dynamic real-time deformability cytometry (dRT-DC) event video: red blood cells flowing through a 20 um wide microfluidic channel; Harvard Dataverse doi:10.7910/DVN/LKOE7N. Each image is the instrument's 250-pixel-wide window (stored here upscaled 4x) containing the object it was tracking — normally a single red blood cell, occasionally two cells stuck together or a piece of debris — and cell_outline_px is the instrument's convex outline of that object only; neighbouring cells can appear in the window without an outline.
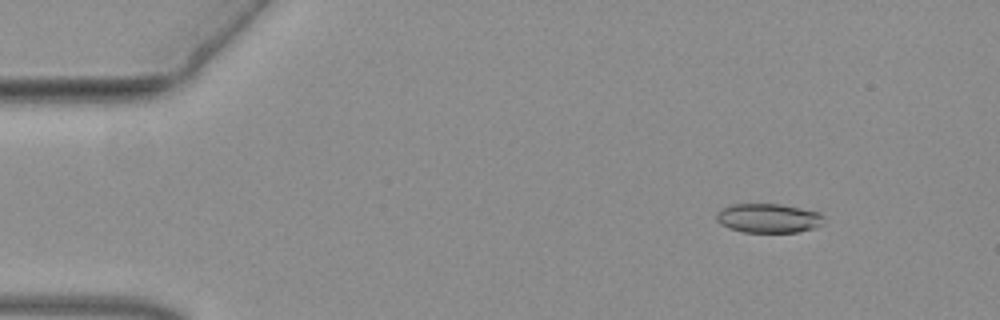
{"species": "common noctule bat (a hibernating species)", "species_latin": "Nyctalus noctula", "temperature_condition": "warm", "stored_images_in_passage": 50, "camera_frame_rate_fps": 3000, "um_per_image_px": 0.085, "animal": {"sex": "female", "body_mass_g": 19.3, "forearm_length_mm": 54.1}, "frame": {"image": 1, "passage_image": 7, "time_ms": 2.0, "image_size_px": [1000, 320], "cell_outline_px": [[824, 224], [812, 228], [796, 232], [744, 232], [728, 228], [720, 224], [716, 220], [716, 212], [720, 208], [732, 204], [780, 204], [800, 208], [816, 212], [824, 220]], "centroid_in_image_um": [65.24, 18.54], "position_along_channel_um": 19.8, "area_um2": 18.21}}
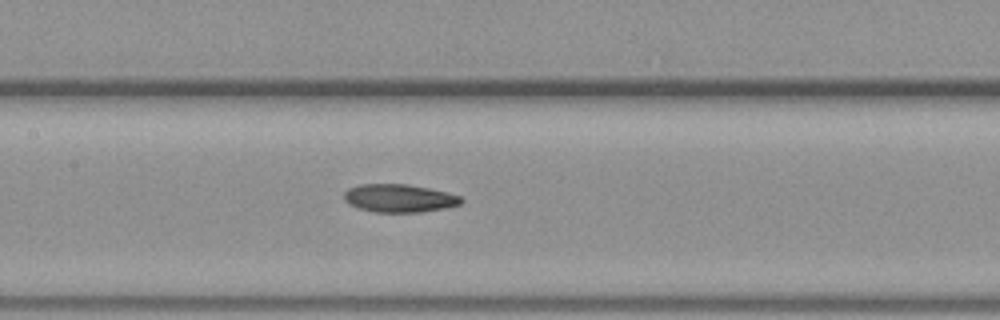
{"frame": {"image": 2, "passage_image": 26, "time_ms": 8.333, "image_size_px": [1000, 320], "cell_outline_px": [[464, 200], [460, 204], [444, 208], [420, 212], [376, 212], [360, 208], [348, 204], [344, 200], [344, 192], [348, 188], [360, 184], [408, 184], [448, 192], [460, 196]], "centroid_in_image_um": [33.93, 16.84], "position_along_channel_um": 173.5, "area_um2": 19.13}}
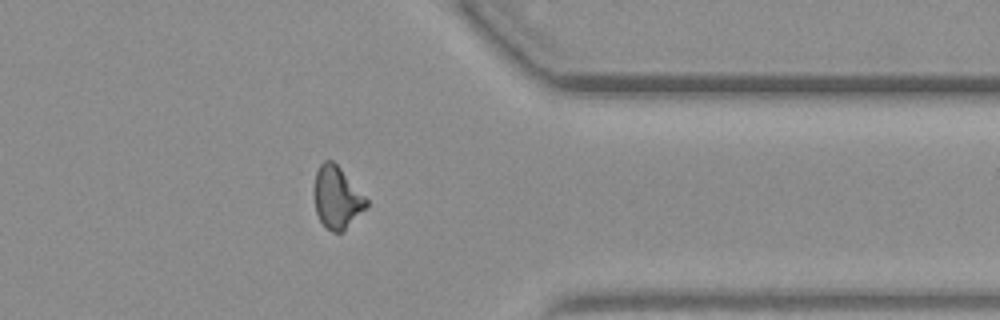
{"frame": {"image": 3, "passage_image": 43, "time_ms": 14.0, "image_size_px": [1000, 320], "cell_outline_px": [[368, 208], [340, 232], [332, 232], [324, 228], [316, 212], [312, 192], [316, 172], [320, 164], [324, 160], [332, 160], [340, 168], [368, 200]], "centroid_in_image_um": [28.6, 16.8], "position_along_channel_um": 382.8, "area_um2": 19.02}}